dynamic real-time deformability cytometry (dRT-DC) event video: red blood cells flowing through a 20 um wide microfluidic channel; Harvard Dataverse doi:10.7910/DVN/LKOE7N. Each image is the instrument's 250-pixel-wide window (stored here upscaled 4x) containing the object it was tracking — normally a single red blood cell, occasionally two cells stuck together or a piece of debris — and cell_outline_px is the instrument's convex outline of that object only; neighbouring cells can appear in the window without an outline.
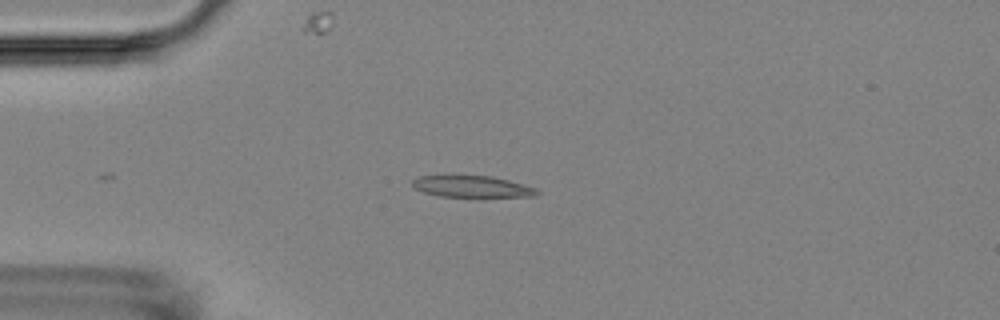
{"species": "Egyptian fruit bat (a non-hibernating species)", "species_latin": "Rousettus aegyptiacus", "temperature_condition": "room temperature", "stored_images_in_passage": 9, "camera_frame_rate_fps": 3000, "um_per_image_px": 0.085, "animal": {"sex": "female"}, "frame": {"image": 1, "passage_image": 1, "time_ms": 0.0, "image_size_px": [1000, 320], "cell_outline_px": [[540, 192], [536, 196], [480, 200], [440, 196], [424, 192], [412, 188], [412, 180], [420, 176], [492, 176], [524, 184], [536, 188]], "centroid_in_image_um": [40.21, 15.93], "position_along_channel_um": 44.8, "area_um2": 16.76}}
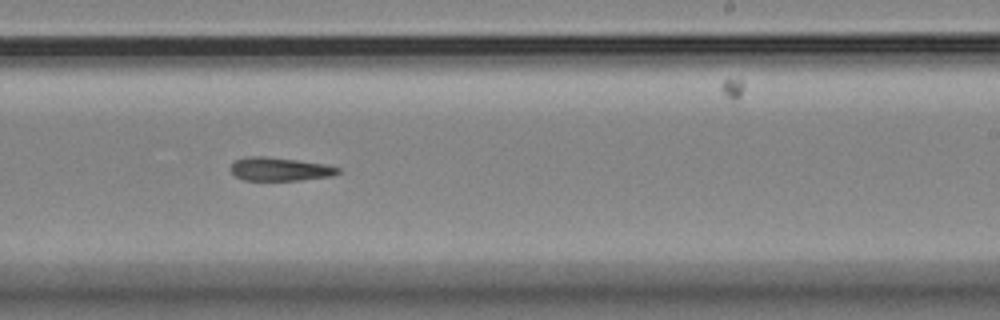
{"frame": {"image": 2, "passage_image": 7, "time_ms": 6.667, "image_size_px": [1000, 320], "cell_outline_px": [[340, 172], [332, 176], [300, 180], [244, 180], [236, 176], [232, 172], [232, 164], [236, 160], [244, 156], [264, 156], [296, 160], [324, 164], [340, 168]], "centroid_in_image_um": [23.79, 14.37], "position_along_channel_um": 265.2, "area_um2": 14.51}}
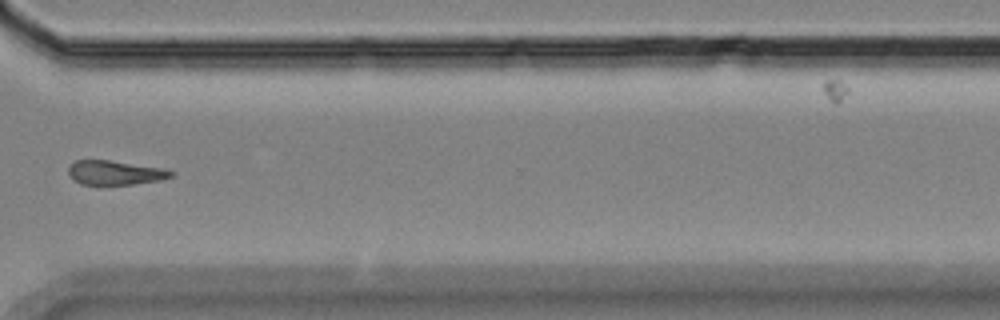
{"frame": {"image": 3, "passage_image": 9, "time_ms": 9.333, "image_size_px": [1000, 320], "cell_outline_px": [[176, 172], [172, 176], [160, 180], [132, 184], [100, 188], [80, 184], [72, 180], [68, 172], [68, 168], [76, 160], [108, 160], [160, 168]], "centroid_in_image_um": [9.7, 14.73], "position_along_channel_um": 360.9, "area_um2": 15.03}}